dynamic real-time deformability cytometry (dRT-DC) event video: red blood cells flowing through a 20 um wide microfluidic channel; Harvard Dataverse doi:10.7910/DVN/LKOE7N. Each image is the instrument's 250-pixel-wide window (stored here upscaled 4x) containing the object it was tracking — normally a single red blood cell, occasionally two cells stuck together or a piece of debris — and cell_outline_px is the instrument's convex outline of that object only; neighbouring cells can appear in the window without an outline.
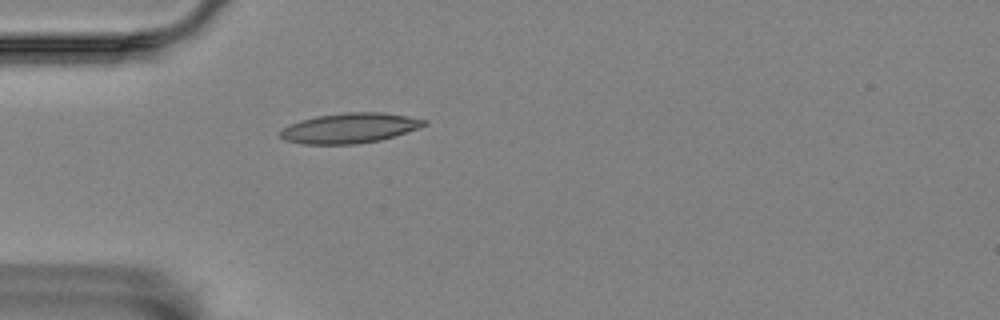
{"species": "Egyptian fruit bat (a non-hibernating species)", "species_latin": "Rousettus aegyptiacus", "temperature_condition": "room temperature", "stored_images_in_passage": 1, "camera_frame_rate_fps": 3000, "um_per_image_px": 0.085, "animal": {"sex": "female"}, "frame": {"image": 1, "passage_image": 1, "time_ms": 0.0, "image_size_px": [1000, 320], "cell_outline_px": [[428, 124], [420, 128], [380, 140], [356, 144], [300, 144], [284, 140], [276, 132], [300, 120], [316, 116], [344, 112], [384, 112], [428, 120]], "centroid_in_image_um": [29.72, 10.88], "position_along_channel_um": 55.3, "area_um2": 25.37}}